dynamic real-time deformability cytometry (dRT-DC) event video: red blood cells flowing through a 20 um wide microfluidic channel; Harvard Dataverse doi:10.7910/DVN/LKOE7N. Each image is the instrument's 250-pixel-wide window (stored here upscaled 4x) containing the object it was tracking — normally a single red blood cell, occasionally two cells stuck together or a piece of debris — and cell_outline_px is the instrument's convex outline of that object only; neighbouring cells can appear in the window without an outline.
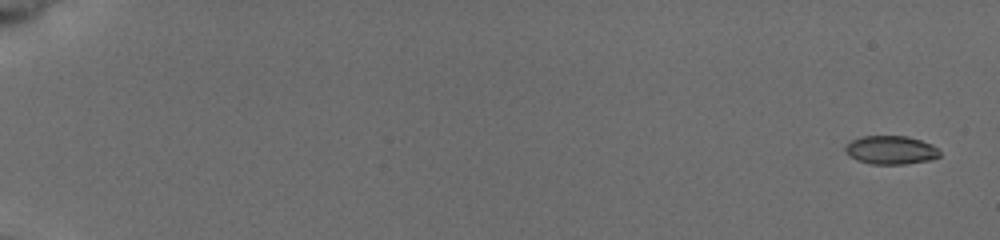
{"species": "common noctule bat (a hibernating species)", "species_latin": "Nyctalus noctula", "temperature_condition": "cold", "stored_images_in_passage": 11, "camera_frame_rate_fps": 3000, "um_per_image_px": 0.085, "animal": {"sex": "female", "body_mass_g": 19.5, "forearm_length_mm": 54.1}, "frame": {"image": 1, "passage_image": 1, "time_ms": 0.0, "image_size_px": [1000, 240], "cell_outline_px": [[940, 156], [928, 160], [904, 164], [872, 164], [856, 160], [844, 148], [852, 140], [860, 136], [908, 136], [932, 144], [940, 152]], "centroid_in_image_um": [75.74, 12.74], "position_along_channel_um": 9.3, "area_um2": 15.49}}
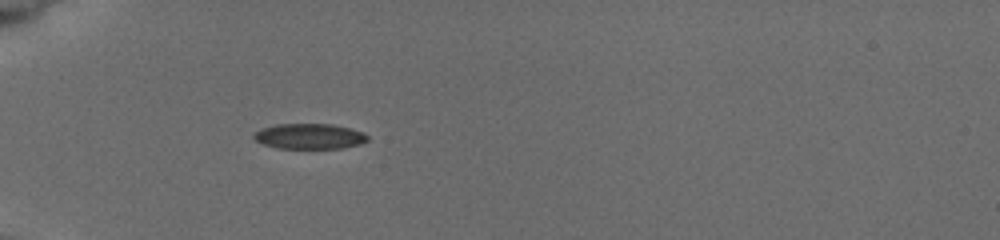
{"frame": {"image": 2, "passage_image": 7, "time_ms": 6.0, "image_size_px": [1000, 240], "cell_outline_px": [[368, 140], [360, 144], [340, 148], [276, 148], [264, 144], [256, 140], [252, 136], [252, 132], [260, 128], [276, 124], [332, 124], [364, 132], [368, 136]], "centroid_in_image_um": [26.26, 11.58], "position_along_channel_um": 58.7, "area_um2": 16.88}}
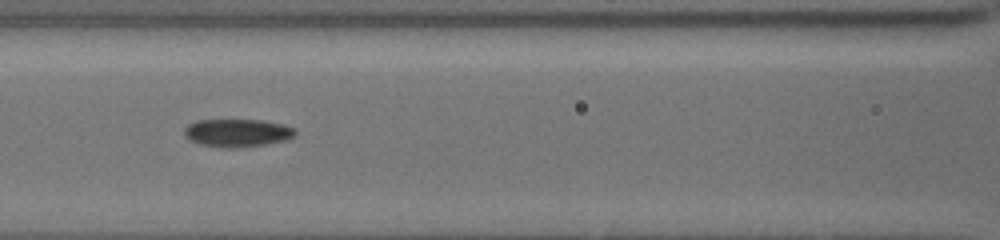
{"frame": {"image": 3, "passage_image": 10, "time_ms": 8.667, "image_size_px": [1000, 240], "cell_outline_px": [[296, 132], [288, 140], [240, 148], [220, 148], [200, 144], [188, 140], [184, 136], [184, 128], [188, 124], [196, 120], [264, 120], [296, 128]], "centroid_in_image_um": [20.13, 11.3], "position_along_channel_um": 146.5, "area_um2": 18.26}}